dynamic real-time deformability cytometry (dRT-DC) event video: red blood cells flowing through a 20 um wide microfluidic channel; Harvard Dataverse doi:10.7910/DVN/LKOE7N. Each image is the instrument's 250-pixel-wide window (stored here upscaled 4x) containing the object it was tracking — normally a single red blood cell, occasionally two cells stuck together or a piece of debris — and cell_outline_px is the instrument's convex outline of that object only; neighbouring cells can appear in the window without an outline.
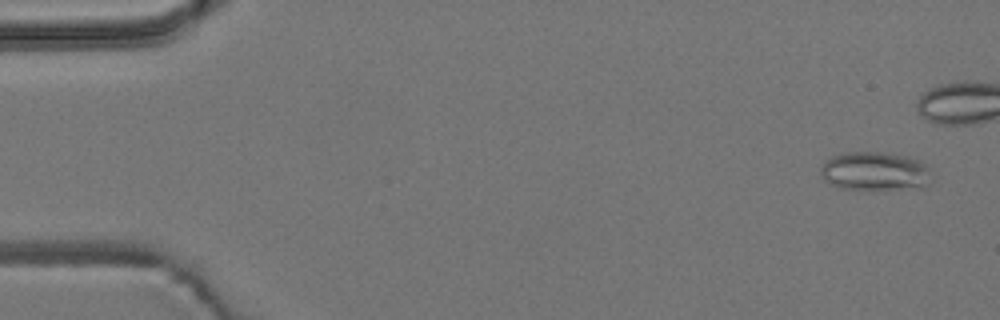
{"species": "common noctule bat (a hibernating species)", "species_latin": "Nyctalus noctula", "temperature_condition": "room temperature", "stored_images_in_passage": 13, "camera_frame_rate_fps": 3000, "um_per_image_px": 0.085, "animal": {"sex": "male", "body_mass_g": 19.2, "forearm_length_mm": 51.8}, "frame": {"image": 1, "passage_image": 3, "time_ms": 0.667, "image_size_px": [1000, 320], "cell_outline_px": [[936, 176], [924, 188], [840, 188], [824, 180], [820, 172], [820, 168], [832, 156], [840, 152], [884, 152], [908, 156], [920, 160]], "centroid_in_image_um": [74.44, 14.53], "position_along_channel_um": 10.6, "area_um2": 25.14}}